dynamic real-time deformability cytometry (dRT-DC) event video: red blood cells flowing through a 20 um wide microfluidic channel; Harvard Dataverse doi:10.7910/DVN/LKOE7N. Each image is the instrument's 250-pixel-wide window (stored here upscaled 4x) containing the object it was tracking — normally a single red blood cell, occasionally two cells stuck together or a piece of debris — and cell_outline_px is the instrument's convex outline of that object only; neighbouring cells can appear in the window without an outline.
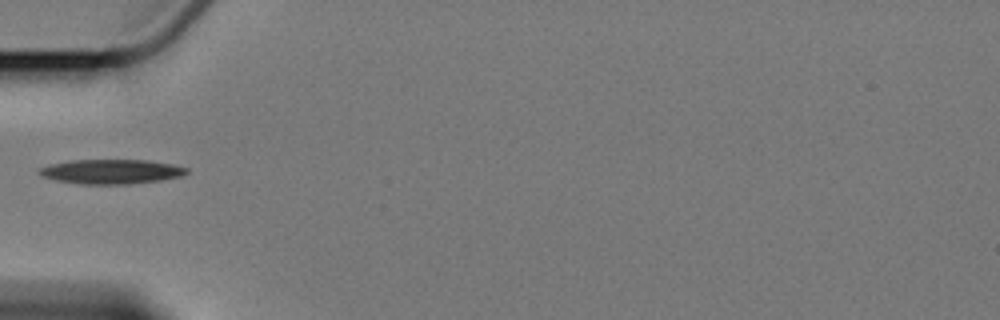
{"species": "Egyptian fruit bat (a non-hibernating species)", "species_latin": "Rousettus aegyptiacus", "temperature_condition": "cold", "stored_images_in_passage": 9, "camera_frame_rate_fps": 3000, "um_per_image_px": 0.085, "animal": {"sex": "female"}, "frame": {"image": 1, "passage_image": 1, "time_ms": 0.0, "image_size_px": [1000, 320], "cell_outline_px": [[188, 172], [184, 176], [160, 180], [128, 184], [80, 184], [56, 180], [40, 176], [36, 172], [36, 168], [68, 160], [148, 160], [172, 164], [188, 168]], "centroid_in_image_um": [9.42, 14.58], "position_along_channel_um": 75.6, "area_um2": 21.27}}
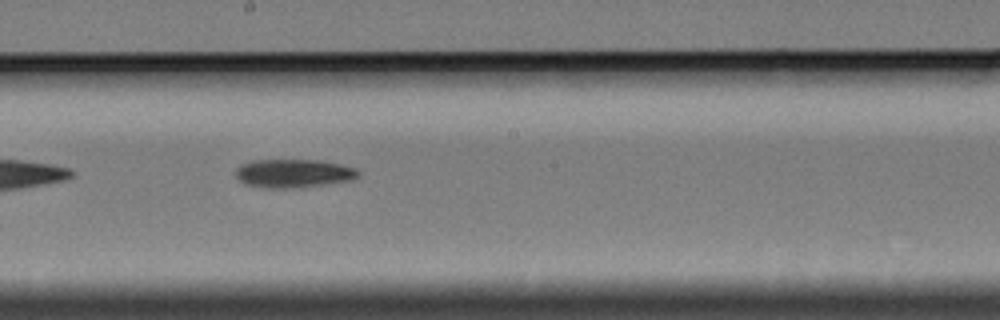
{"frame": {"image": 2, "passage_image": 5, "time_ms": 4.333, "image_size_px": [1000, 320], "cell_outline_px": [[360, 176], [352, 180], [324, 184], [292, 188], [264, 188], [244, 184], [236, 176], [236, 168], [240, 164], [252, 160], [324, 160], [356, 168], [360, 172]], "centroid_in_image_um": [24.95, 14.73], "position_along_channel_um": 223.3, "area_um2": 20.52}}
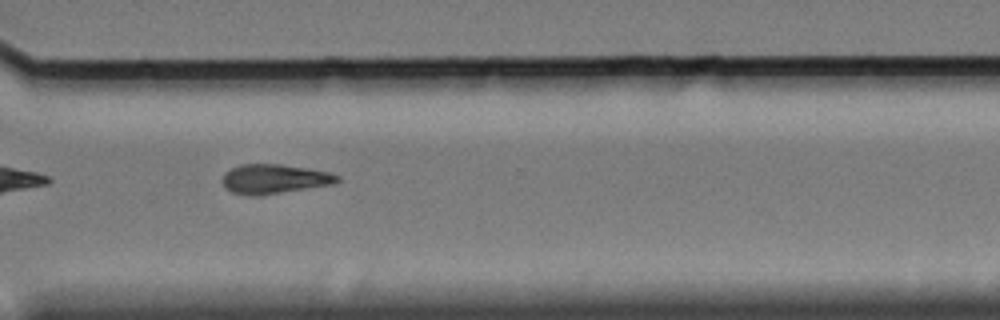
{"frame": {"image": 3, "passage_image": 8, "time_ms": 8.0, "image_size_px": [1000, 320], "cell_outline_px": [[340, 180], [336, 184], [256, 196], [232, 192], [224, 188], [224, 172], [240, 164], [280, 164], [308, 168], [328, 172], [340, 176]], "centroid_in_image_um": [23.35, 15.2], "position_along_channel_um": 347.3, "area_um2": 19.65}}